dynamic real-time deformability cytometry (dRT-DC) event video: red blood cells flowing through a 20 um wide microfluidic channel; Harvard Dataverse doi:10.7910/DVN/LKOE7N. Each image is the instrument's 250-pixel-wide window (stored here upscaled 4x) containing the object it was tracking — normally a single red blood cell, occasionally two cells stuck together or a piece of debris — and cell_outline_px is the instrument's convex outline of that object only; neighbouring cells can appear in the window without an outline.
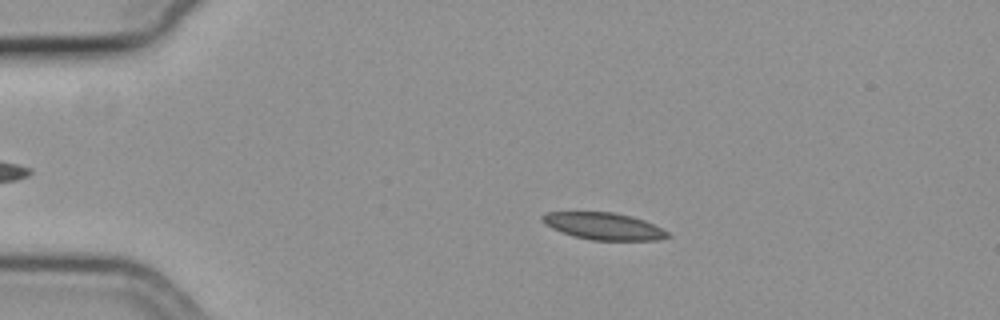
{"species": "common noctule bat (a hibernating species)", "species_latin": "Nyctalus noctula", "temperature_condition": "cold", "stored_images_in_passage": 12, "camera_frame_rate_fps": 3000, "um_per_image_px": 0.085, "animal": {"sex": "female", "body_mass_g": 19.3, "forearm_length_mm": 54.1}, "frame": {"image": 1, "passage_image": 2, "time_ms": 0.333, "image_size_px": [1000, 320], "cell_outline_px": [[672, 236], [660, 240], [592, 240], [572, 236], [552, 228], [544, 224], [540, 220], [540, 216], [544, 212], [612, 212], [632, 216], [644, 220], [668, 232]], "centroid_in_image_um": [51.28, 19.22], "position_along_channel_um": 33.7, "area_um2": 19.83}}
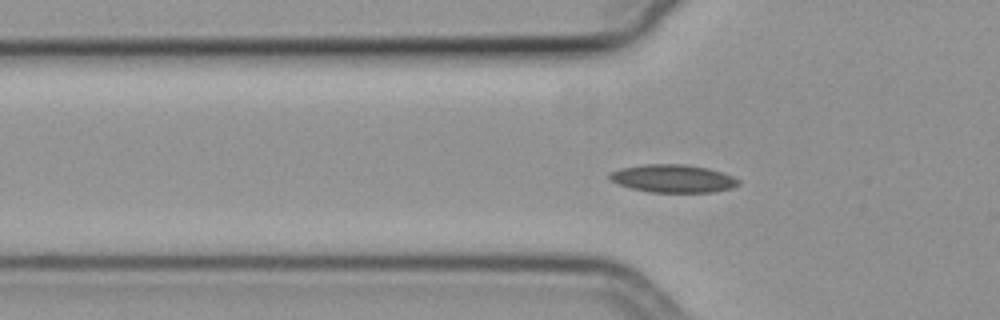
{"frame": {"image": 2, "passage_image": 9, "time_ms": 2.667, "image_size_px": [1000, 320], "cell_outline_px": [[740, 184], [732, 188], [712, 192], [648, 192], [632, 188], [608, 180], [608, 172], [620, 168], [644, 164], [684, 164], [708, 168], [732, 176], [740, 180]], "centroid_in_image_um": [57.17, 15.17], "position_along_channel_um": 68.6, "area_um2": 21.04}}